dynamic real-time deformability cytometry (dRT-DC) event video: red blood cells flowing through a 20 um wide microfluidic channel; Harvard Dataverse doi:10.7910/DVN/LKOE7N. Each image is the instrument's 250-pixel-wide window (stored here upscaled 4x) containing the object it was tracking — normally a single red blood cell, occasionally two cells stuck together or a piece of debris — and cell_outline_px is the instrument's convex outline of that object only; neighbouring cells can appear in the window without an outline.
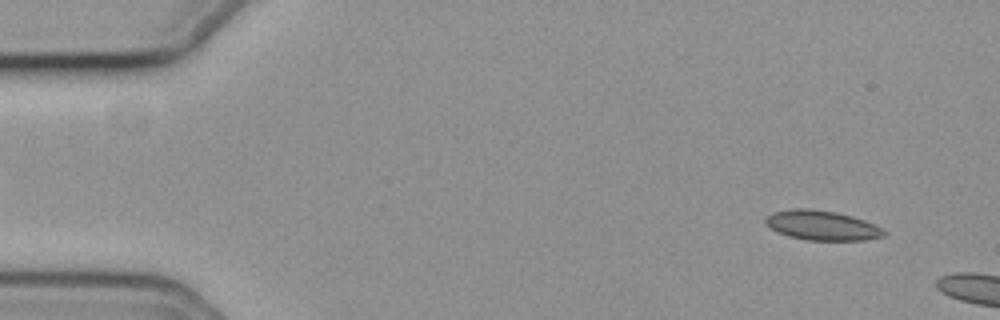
{"species": "common noctule bat (a hibernating species)", "species_latin": "Nyctalus noctula", "temperature_condition": "cold", "stored_images_in_passage": 9, "camera_frame_rate_fps": 3000, "um_per_image_px": 0.085, "animal": {"sex": "female", "body_mass_g": 19.3, "forearm_length_mm": 54.1}, "frame": {"image": 1, "passage_image": 4, "time_ms": 1.0, "image_size_px": [1000, 320], "cell_outline_px": [[888, 232], [884, 236], [864, 240], [808, 240], [788, 236], [772, 228], [764, 220], [772, 212], [792, 208], [812, 208], [836, 212], [852, 216], [864, 220]], "centroid_in_image_um": [69.88, 19.15], "position_along_channel_um": 15.1, "area_um2": 20.29}}